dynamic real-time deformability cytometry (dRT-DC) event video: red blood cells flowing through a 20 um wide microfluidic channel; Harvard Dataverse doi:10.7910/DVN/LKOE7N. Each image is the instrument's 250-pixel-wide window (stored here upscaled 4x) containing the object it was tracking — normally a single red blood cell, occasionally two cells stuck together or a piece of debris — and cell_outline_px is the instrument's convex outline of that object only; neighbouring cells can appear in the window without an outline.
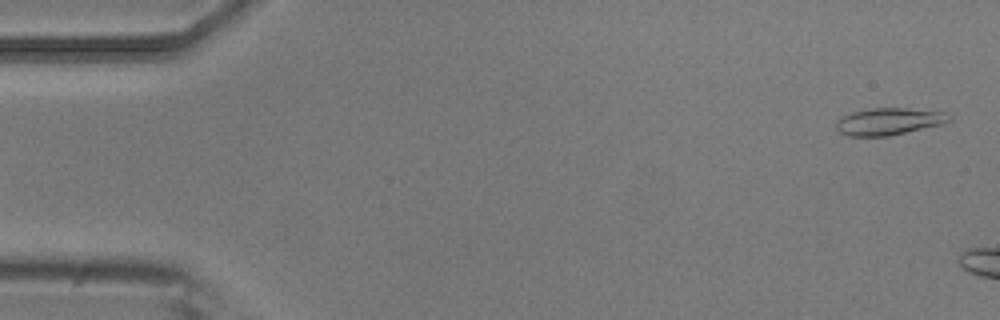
{"species": "common noctule bat (a hibernating species)", "species_latin": "Nyctalus noctula", "temperature_condition": "room temperature", "stored_images_in_passage": 6, "camera_frame_rate_fps": 3000, "um_per_image_px": 0.085, "animal": {"sex": "male", "body_mass_g": 20.5, "forearm_length_mm": 52.5}, "frame": {"image": 1, "passage_image": 6, "time_ms": 1.667, "image_size_px": [1000, 320], "cell_outline_px": [[952, 120], [944, 124], [888, 136], [848, 136], [840, 132], [836, 128], [836, 120], [840, 116], [852, 112], [872, 108], [904, 108], [944, 112], [952, 116]], "centroid_in_image_um": [75.55, 10.32], "position_along_channel_um": 9.4, "area_um2": 17.92}}